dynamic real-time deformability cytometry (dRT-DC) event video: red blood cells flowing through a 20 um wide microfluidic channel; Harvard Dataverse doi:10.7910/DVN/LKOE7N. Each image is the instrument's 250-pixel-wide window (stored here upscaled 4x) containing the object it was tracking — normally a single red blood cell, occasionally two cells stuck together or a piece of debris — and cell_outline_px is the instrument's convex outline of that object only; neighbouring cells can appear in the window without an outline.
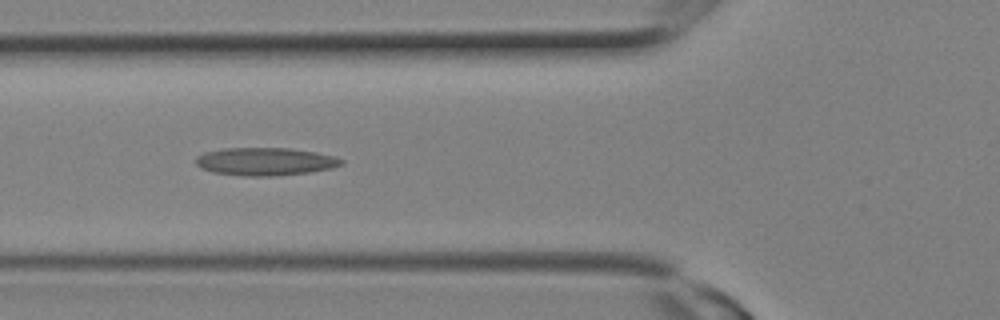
{"species": "Egyptian fruit bat (a non-hibernating species)", "species_latin": "Rousettus aegyptiacus", "temperature_condition": "room temperature", "stored_images_in_passage": 7, "camera_frame_rate_fps": 3000, "um_per_image_px": 0.085, "animal": {"sex": "female"}, "frame": {"image": 1, "passage_image": 3, "time_ms": 0.667, "image_size_px": [1000, 320], "cell_outline_px": [[344, 164], [328, 168], [308, 172], [272, 176], [244, 176], [212, 172], [200, 168], [196, 164], [196, 156], [204, 152], [224, 148], [288, 148], [316, 152], [332, 156], [344, 160]], "centroid_in_image_um": [22.49, 13.72], "position_along_channel_um": 103.3, "area_um2": 23.52}}
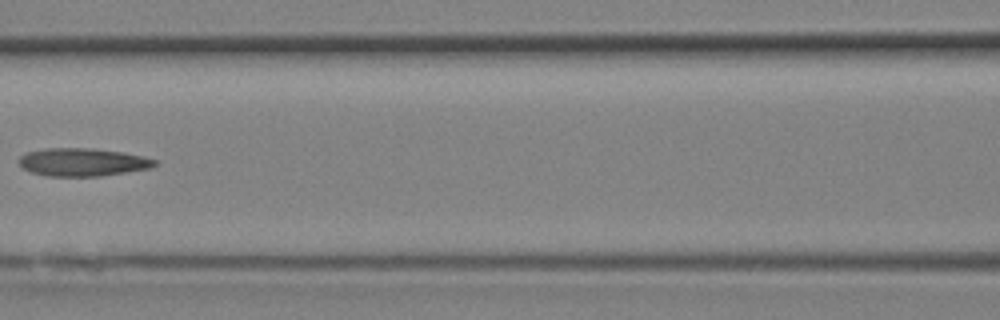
{"frame": {"image": 2, "passage_image": 5, "time_ms": 1.333, "image_size_px": [1000, 320], "cell_outline_px": [[156, 164], [152, 168], [100, 176], [48, 176], [32, 172], [24, 168], [16, 160], [20, 156], [28, 152], [44, 148], [92, 148], [124, 152], [144, 156], [156, 160]], "centroid_in_image_um": [7.03, 13.77], "position_along_channel_um": 159.6, "area_um2": 22.2}}